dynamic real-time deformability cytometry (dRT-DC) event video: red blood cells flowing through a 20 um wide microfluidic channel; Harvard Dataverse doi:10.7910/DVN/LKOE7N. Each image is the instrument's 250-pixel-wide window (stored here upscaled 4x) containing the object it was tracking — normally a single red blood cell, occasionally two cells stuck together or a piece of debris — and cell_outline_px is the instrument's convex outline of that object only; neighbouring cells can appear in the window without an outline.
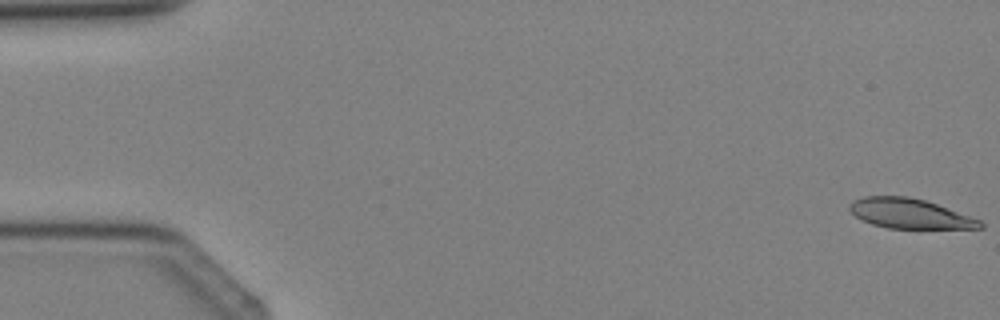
{"species": "Egyptian fruit bat (a non-hibernating species)", "species_latin": "Rousettus aegyptiacus", "temperature_condition": "cold", "stored_images_in_passage": 4, "camera_frame_rate_fps": 3000, "um_per_image_px": 0.085, "animal": {"sex": "female"}, "frame": {"image": 1, "passage_image": 1, "time_ms": 0.0, "image_size_px": [1000, 320], "cell_outline_px": [[984, 228], [888, 228], [872, 224], [856, 216], [848, 208], [848, 204], [852, 200], [864, 196], [908, 196], [924, 200], [936, 204], [980, 220], [984, 224]], "centroid_in_image_um": [77.29, 18.15], "position_along_channel_um": 7.7, "area_um2": 22.43}}